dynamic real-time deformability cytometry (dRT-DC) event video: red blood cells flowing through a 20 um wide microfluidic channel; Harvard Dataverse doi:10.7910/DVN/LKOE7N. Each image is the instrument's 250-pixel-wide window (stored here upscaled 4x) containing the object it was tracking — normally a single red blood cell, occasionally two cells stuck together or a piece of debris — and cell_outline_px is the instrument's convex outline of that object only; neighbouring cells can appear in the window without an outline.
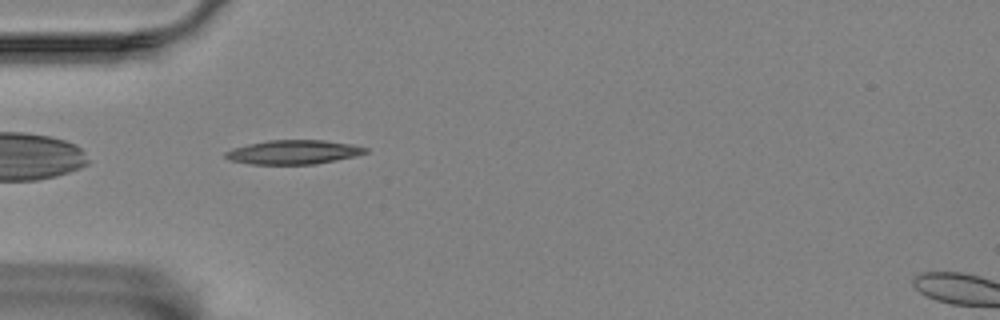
{"species": "Egyptian fruit bat (a non-hibernating species)", "species_latin": "Rousettus aegyptiacus", "temperature_condition": "room temperature", "stored_images_in_passage": 42, "camera_frame_rate_fps": 3000, "um_per_image_px": 0.085, "animal": {"sex": "female"}, "frame": {"image": 1, "passage_image": 2, "time_ms": 0.333, "image_size_px": [1000, 320], "cell_outline_px": [[368, 152], [356, 156], [316, 164], [248, 164], [228, 160], [224, 156], [224, 152], [232, 148], [248, 144], [268, 140], [324, 140], [352, 144], [368, 148]], "centroid_in_image_um": [24.93, 12.93], "position_along_channel_um": 60.1, "area_um2": 19.83}}
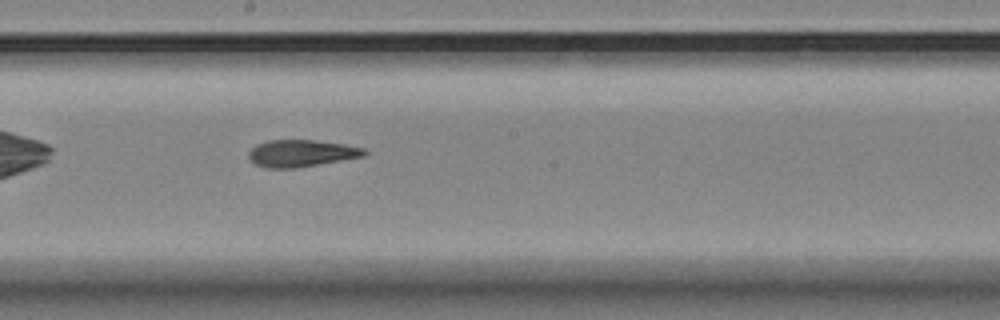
{"frame": {"image": 2, "passage_image": 16, "time_ms": 5.0, "image_size_px": [1000, 320], "cell_outline_px": [[368, 152], [364, 156], [296, 168], [264, 168], [256, 164], [248, 156], [248, 152], [256, 144], [268, 140], [316, 140], [344, 144], [364, 148]], "centroid_in_image_um": [25.6, 13.02], "position_along_channel_um": 222.6, "area_um2": 18.15}}
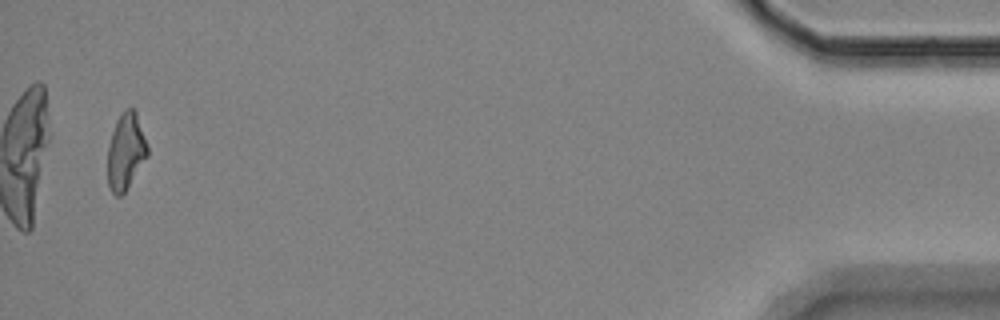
{"frame": {"image": 3, "passage_image": 40, "time_ms": 13.0, "image_size_px": [1000, 320], "cell_outline_px": [[148, 156], [124, 192], [120, 196], [116, 196], [112, 192], [108, 184], [108, 148], [112, 132], [116, 120], [124, 108], [132, 108], [136, 112], [148, 144]], "centroid_in_image_um": [10.7, 12.85], "position_along_channel_um": 424.5, "area_um2": 17.69}, "authors_computed_cell_mechanics": {"area_um2": 18.2359, "velocity_mm_per_s": 3.5247, "shape_relaxation_time_tau1_ms": null, "shape_relaxation_time_tau2_ms": 5.3013, "deformation_change_tau1": null, "deformation_change_tau2": 0.1293}}